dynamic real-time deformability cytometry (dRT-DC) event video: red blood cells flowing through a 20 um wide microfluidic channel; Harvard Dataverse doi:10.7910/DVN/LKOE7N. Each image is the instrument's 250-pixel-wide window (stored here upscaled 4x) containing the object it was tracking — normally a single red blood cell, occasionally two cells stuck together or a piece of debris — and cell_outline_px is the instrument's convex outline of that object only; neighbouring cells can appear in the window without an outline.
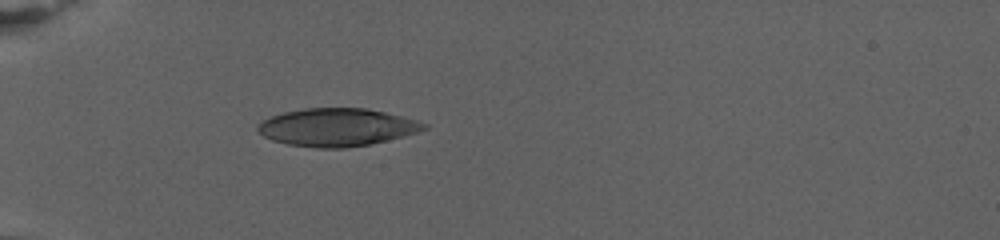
{"species": "human", "species_latin": "Homo sapiens", "temperature_condition": "warm", "stored_images_in_passage": 53, "camera_frame_rate_fps": 3000, "um_per_image_px": 0.085, "donor": {"sex": "female"}, "frame": {"image": 1, "passage_image": 1, "time_ms": 0.0, "image_size_px": [1000, 240], "cell_outline_px": [[428, 128], [416, 132], [368, 144], [344, 148], [316, 148], [288, 144], [272, 140], [264, 136], [256, 128], [264, 120], [272, 116], [284, 112], [304, 108], [364, 108], [384, 112], [400, 116], [428, 124]], "centroid_in_image_um": [28.6, 10.81], "position_along_channel_um": 56.4, "area_um2": 36.01}}
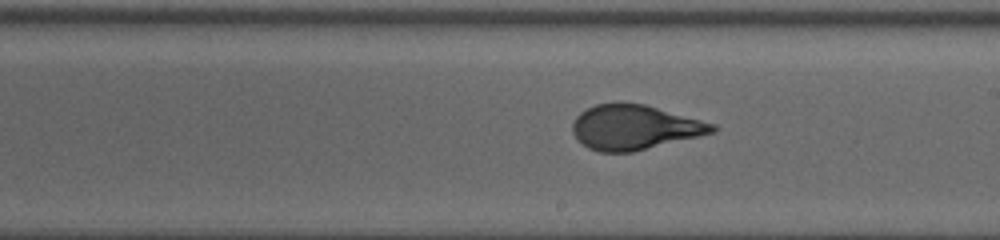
{"frame": {"image": 2, "passage_image": 21, "time_ms": 7.333, "image_size_px": [1000, 240], "cell_outline_px": [[720, 128], [716, 132], [700, 136], [632, 152], [600, 152], [588, 148], [572, 132], [572, 124], [576, 116], [580, 112], [596, 104], [644, 104], [716, 124]], "centroid_in_image_um": [53.97, 10.83], "position_along_channel_um": 235.0, "area_um2": 36.07}}
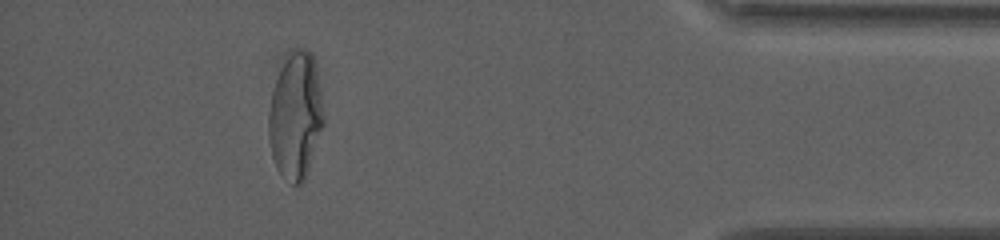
{"frame": {"image": 3, "passage_image": 46, "time_ms": 15.333, "image_size_px": [1000, 240], "cell_outline_px": [[324, 124], [304, 180], [300, 184], [292, 184], [276, 168], [272, 156], [268, 136], [268, 112], [272, 92], [276, 80], [284, 64], [292, 52], [296, 48], [304, 48], [312, 52], [324, 116]], "centroid_in_image_um": [25.11, 9.88], "position_along_channel_um": 410.1, "area_um2": 39.77}, "authors_computed_cell_mechanics": {"area_um2": 36.9342, "velocity_mm_per_s": 2.6916, "shape_relaxation_time_tau1_ms": 8.7987, "shape_relaxation_time_tau2_ms": null, "deformation_change_tau1": 0.2803, "deformation_change_tau2": null}}